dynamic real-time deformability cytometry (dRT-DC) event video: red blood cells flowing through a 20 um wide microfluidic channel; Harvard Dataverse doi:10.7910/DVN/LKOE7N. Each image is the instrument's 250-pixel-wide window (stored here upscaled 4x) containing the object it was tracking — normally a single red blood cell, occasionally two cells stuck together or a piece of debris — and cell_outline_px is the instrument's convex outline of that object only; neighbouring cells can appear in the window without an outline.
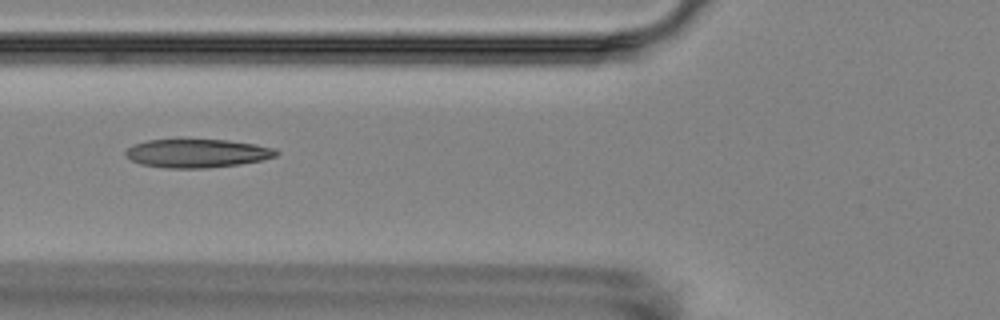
{"species": "Egyptian fruit bat (a non-hibernating species)", "species_latin": "Rousettus aegyptiacus", "temperature_condition": "room temperature", "stored_images_in_passage": 13, "camera_frame_rate_fps": 3000, "um_per_image_px": 0.085, "animal": {"sex": "female"}, "frame": {"image": 1, "passage_image": 3, "time_ms": 2.667, "image_size_px": [1000, 320], "cell_outline_px": [[280, 152], [276, 156], [260, 160], [240, 164], [204, 168], [164, 168], [140, 164], [132, 160], [124, 152], [128, 148], [136, 144], [148, 140], [176, 136], [180, 136], [228, 140], [256, 144], [276, 148]], "centroid_in_image_um": [16.74, 12.97], "position_along_channel_um": 109.1, "area_um2": 26.07}}
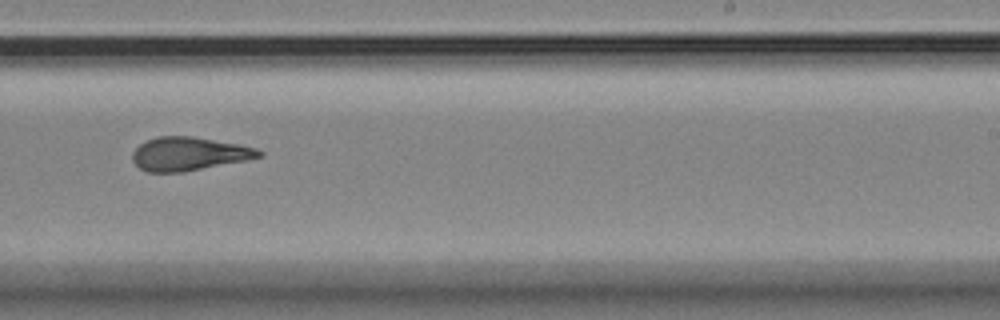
{"frame": {"image": 2, "passage_image": 7, "time_ms": 7.333, "image_size_px": [1000, 320], "cell_outline_px": [[264, 156], [248, 160], [184, 172], [148, 172], [140, 168], [132, 160], [132, 152], [140, 144], [156, 136], [192, 136], [240, 144], [256, 148], [264, 152]], "centroid_in_image_um": [16.09, 13.07], "position_along_channel_um": 272.9, "area_um2": 24.85}}
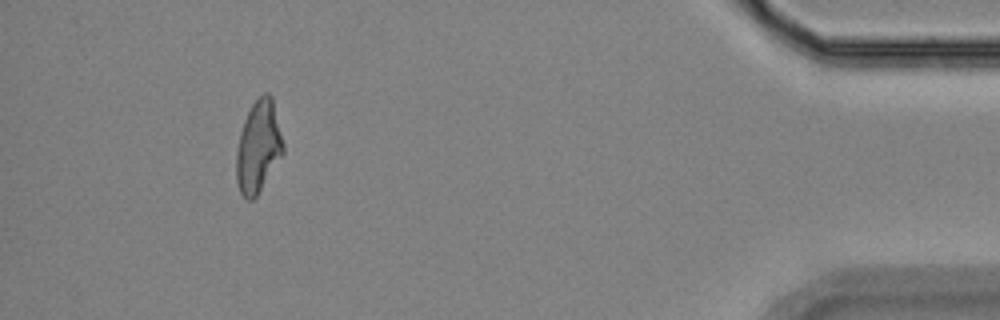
{"frame": {"image": 3, "passage_image": 12, "time_ms": 13.0, "image_size_px": [1000, 320], "cell_outline_px": [[284, 152], [256, 196], [252, 200], [248, 200], [240, 192], [236, 180], [236, 152], [240, 132], [244, 120], [252, 104], [264, 92], [268, 92], [272, 96], [284, 144]], "centroid_in_image_um": [21.96, 12.45], "position_along_channel_um": 413.2, "area_um2": 24.91}, "authors_computed_cell_mechanics": {"area_um2": 24.9118, "velocity_mm_per_s": 3.518, "shape_relaxation_time_tau1_ms": null, "shape_relaxation_time_tau2_ms": 1.8074, "deformation_change_tau1": null, "deformation_change_tau2": 0.08}}